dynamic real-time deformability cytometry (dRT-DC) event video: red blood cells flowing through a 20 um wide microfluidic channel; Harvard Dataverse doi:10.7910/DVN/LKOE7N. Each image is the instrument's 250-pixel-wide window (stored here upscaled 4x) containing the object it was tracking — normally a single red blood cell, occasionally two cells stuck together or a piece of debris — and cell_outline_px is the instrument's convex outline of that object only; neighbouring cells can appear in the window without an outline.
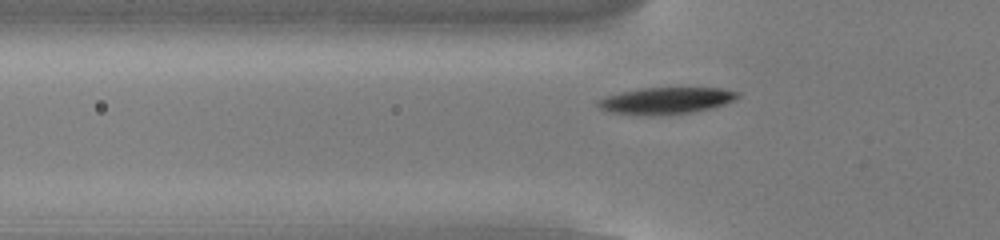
{"species": "common noctule bat (a hibernating species)", "species_latin": "Nyctalus noctula", "temperature_condition": "cold", "stored_images_in_passage": 46, "camera_frame_rate_fps": 3000, "um_per_image_px": 0.085, "animal": {"sex": "male", "body_mass_g": 13.0, "forearm_length_mm": 53.1}, "frame": {"image": 1, "passage_image": 10, "time_ms": 3.0, "image_size_px": [1000, 240], "cell_outline_px": [[740, 96], [736, 100], [712, 108], [692, 112], [652, 116], [636, 116], [612, 112], [600, 108], [596, 104], [596, 100], [620, 92], [640, 88], [720, 88], [740, 92]], "centroid_in_image_um": [56.61, 8.56], "position_along_channel_um": 69.2, "area_um2": 21.96}}
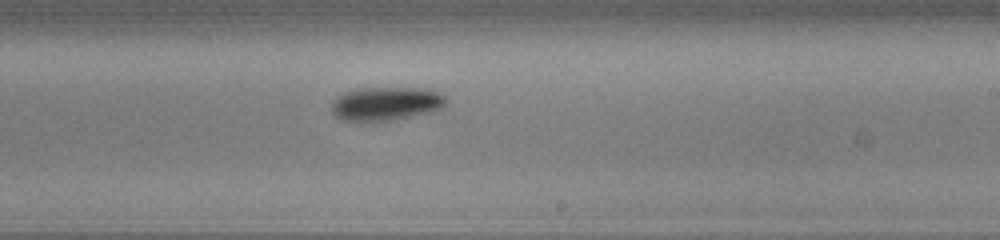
{"frame": {"image": 2, "passage_image": 25, "time_ms": 8.0, "image_size_px": [1000, 240], "cell_outline_px": [[448, 100], [444, 108], [432, 112], [396, 120], [376, 124], [368, 124], [344, 120], [336, 116], [332, 112], [332, 100], [336, 96], [344, 92], [360, 88], [428, 88], [440, 92]], "centroid_in_image_um": [32.82, 8.85], "position_along_channel_um": 256.2, "area_um2": 23.52}}
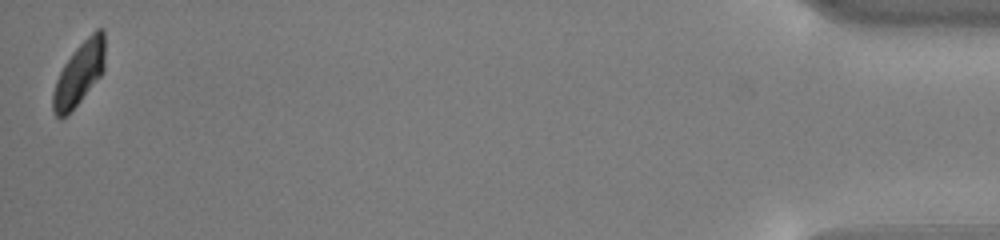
{"frame": {"image": 3, "passage_image": 46, "time_ms": 15.0, "image_size_px": [1000, 240], "cell_outline_px": [[104, 72], [68, 116], [60, 120], [56, 116], [52, 108], [52, 96], [56, 80], [64, 64], [76, 48], [96, 28], [104, 28]], "centroid_in_image_um": [6.73, 6.3], "position_along_channel_um": 428.5, "area_um2": 19.25}, "authors_computed_cell_mechanics": {"area_um2": 21.4438, "velocity_mm_per_s": 3.762, "shape_relaxation_time_tau1_ms": 2.2177, "shape_relaxation_time_tau2_ms": null, "deformation_change_tau1": 0.1051, "deformation_change_tau2": null}}